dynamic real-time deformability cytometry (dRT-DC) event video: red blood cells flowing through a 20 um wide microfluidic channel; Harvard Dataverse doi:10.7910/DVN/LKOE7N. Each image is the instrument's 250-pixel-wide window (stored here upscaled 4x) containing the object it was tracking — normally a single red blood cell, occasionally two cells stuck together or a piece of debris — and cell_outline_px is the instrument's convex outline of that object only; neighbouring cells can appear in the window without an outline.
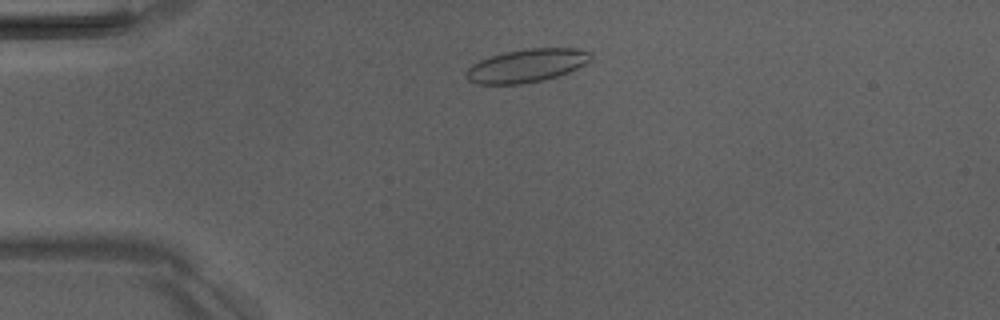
{"species": "Egyptian fruit bat (a non-hibernating species)", "species_latin": "Rousettus aegyptiacus", "temperature_condition": "room temperature", "stored_images_in_passage": 6, "camera_frame_rate_fps": 3000, "um_per_image_px": 0.085, "animal": {"sex": "male"}, "frame": {"image": 1, "passage_image": 3, "time_ms": 2.0, "image_size_px": [1000, 320], "cell_outline_px": [[592, 60], [568, 72], [544, 80], [520, 84], [476, 84], [468, 80], [464, 76], [464, 72], [472, 64], [480, 60], [504, 52], [528, 48], [576, 48], [588, 52], [592, 56]], "centroid_in_image_um": [44.73, 5.58], "position_along_channel_um": 40.3, "area_um2": 24.1}}
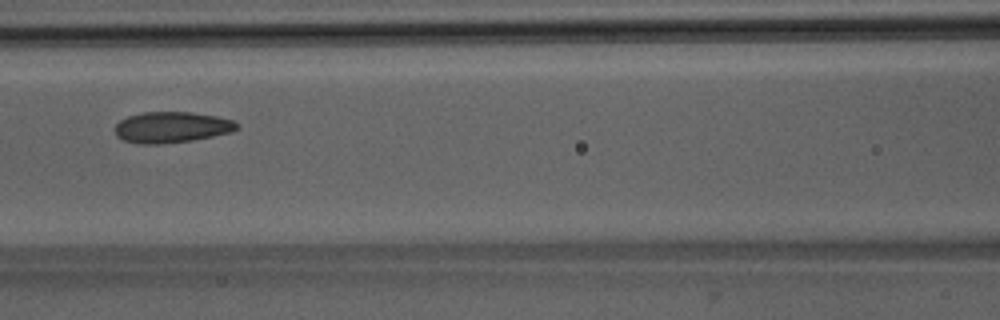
{"frame": {"image": 2, "passage_image": 6, "time_ms": 5.667, "image_size_px": [1000, 320], "cell_outline_px": [[240, 128], [232, 132], [192, 140], [160, 144], [140, 144], [124, 140], [116, 136], [116, 124], [120, 120], [128, 116], [144, 112], [192, 112], [216, 116], [232, 120], [240, 124]], "centroid_in_image_um": [14.61, 10.81], "position_along_channel_um": 152.0, "area_um2": 22.02}}